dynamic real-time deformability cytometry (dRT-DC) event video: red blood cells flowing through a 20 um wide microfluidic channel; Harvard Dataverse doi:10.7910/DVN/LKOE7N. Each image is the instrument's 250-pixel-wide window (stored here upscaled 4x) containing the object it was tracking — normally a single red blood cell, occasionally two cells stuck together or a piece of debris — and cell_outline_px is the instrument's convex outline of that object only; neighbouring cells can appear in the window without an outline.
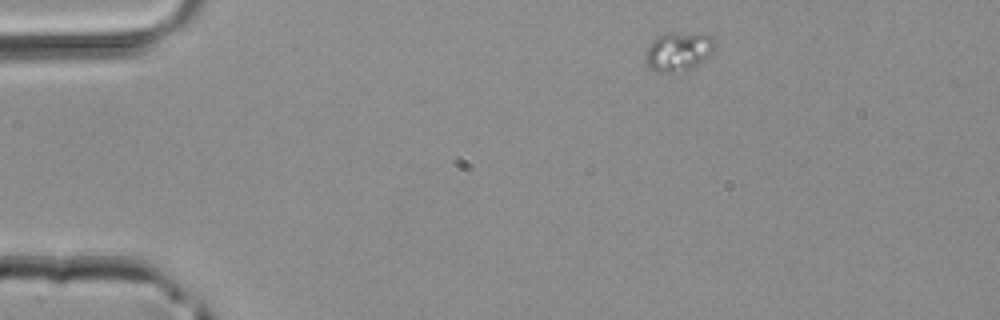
{"species": "common noctule bat (a hibernating species)", "species_latin": "Nyctalus noctula", "temperature_condition": "room temperature", "stored_images_in_passage": 3, "camera_frame_rate_fps": 3000, "um_per_image_px": 0.085, "animal": {"sex": "male", "body_mass_g": 20.4}, "frame": {"image": 1, "passage_image": 1, "time_ms": 0.0, "image_size_px": [1000, 320], "cell_outline_px": [[712, 52], [708, 56], [696, 64], [688, 68], [672, 72], [656, 72], [648, 64], [644, 56], [652, 40], [656, 36], [668, 32], [704, 32], [712, 36]], "centroid_in_image_um": [57.64, 4.31], "position_along_channel_um": 27.4, "area_um2": 15.55}}